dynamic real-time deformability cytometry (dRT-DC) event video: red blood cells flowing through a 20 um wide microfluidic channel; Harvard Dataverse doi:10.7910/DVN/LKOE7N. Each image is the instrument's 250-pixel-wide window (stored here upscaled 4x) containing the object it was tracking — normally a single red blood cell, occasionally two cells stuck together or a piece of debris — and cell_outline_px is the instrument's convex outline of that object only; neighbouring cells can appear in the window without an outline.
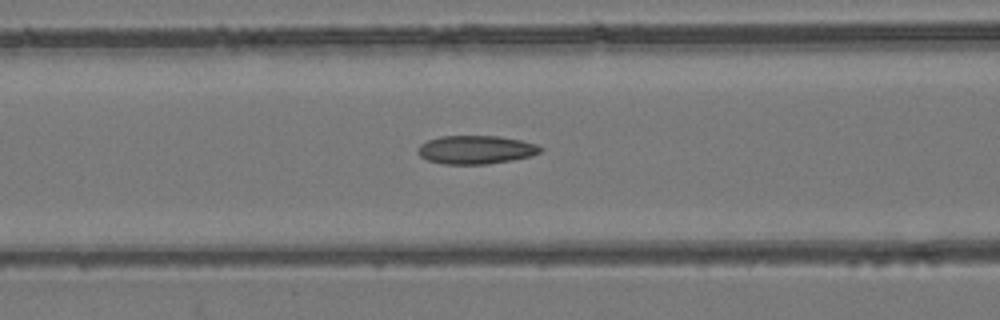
{"species": "common noctule bat (a hibernating species)", "species_latin": "Nyctalus noctula", "temperature_condition": "room temperature", "stored_images_in_passage": 39, "camera_frame_rate_fps": 3000, "um_per_image_px": 0.085, "animal": {"sex": "female", "body_mass_g": 24.6, "forearm_length_mm": 56.2}, "frame": {"image": 1, "passage_image": 23, "time_ms": 7.333, "image_size_px": [1000, 320], "cell_outline_px": [[544, 148], [540, 152], [532, 156], [512, 160], [484, 164], [444, 164], [428, 160], [420, 156], [416, 152], [420, 144], [428, 140], [440, 136], [496, 136], [520, 140], [536, 144]], "centroid_in_image_um": [40.44, 12.72], "position_along_channel_um": 126.2, "area_um2": 20.29}}
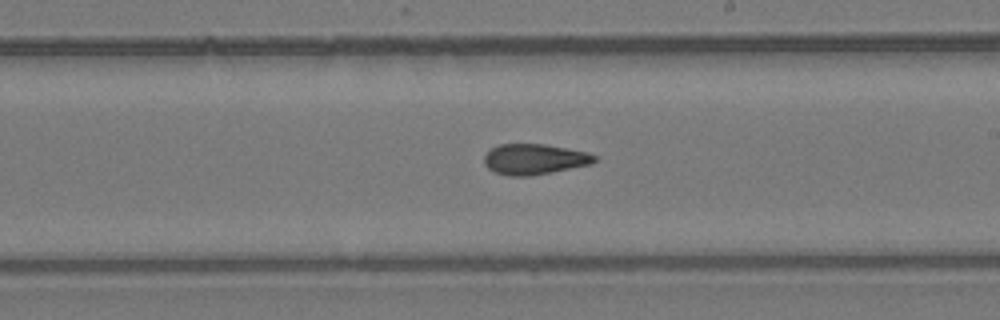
{"frame": {"image": 2, "passage_image": 32, "time_ms": 10.333, "image_size_px": [1000, 320], "cell_outline_px": [[596, 160], [592, 164], [552, 172], [528, 176], [508, 176], [496, 172], [488, 168], [484, 164], [484, 156], [492, 148], [500, 144], [544, 144], [588, 152], [596, 156]], "centroid_in_image_um": [45.43, 13.53], "position_along_channel_um": 243.6, "area_um2": 19.59}}
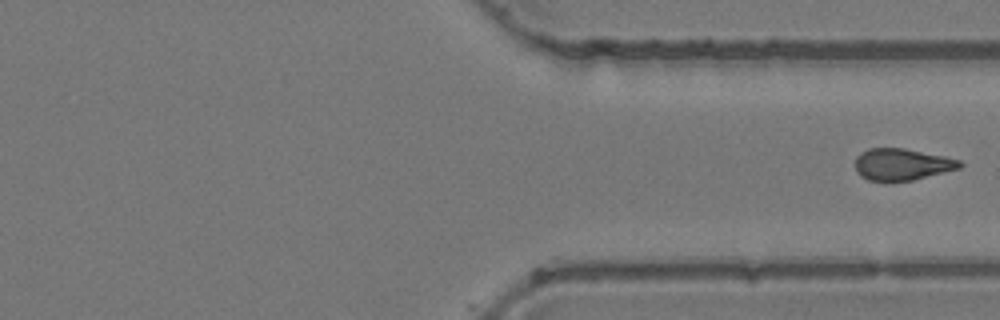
{"frame": {"image": 3, "passage_image": 39, "time_ms": 12.667, "image_size_px": [1000, 320], "cell_outline_px": [[964, 164], [960, 168], [912, 180], [868, 180], [860, 176], [856, 172], [856, 156], [860, 152], [868, 148], [904, 148], [944, 156], [960, 160]], "centroid_in_image_um": [76.65, 13.95], "position_along_channel_um": 334.7, "area_um2": 19.19}}